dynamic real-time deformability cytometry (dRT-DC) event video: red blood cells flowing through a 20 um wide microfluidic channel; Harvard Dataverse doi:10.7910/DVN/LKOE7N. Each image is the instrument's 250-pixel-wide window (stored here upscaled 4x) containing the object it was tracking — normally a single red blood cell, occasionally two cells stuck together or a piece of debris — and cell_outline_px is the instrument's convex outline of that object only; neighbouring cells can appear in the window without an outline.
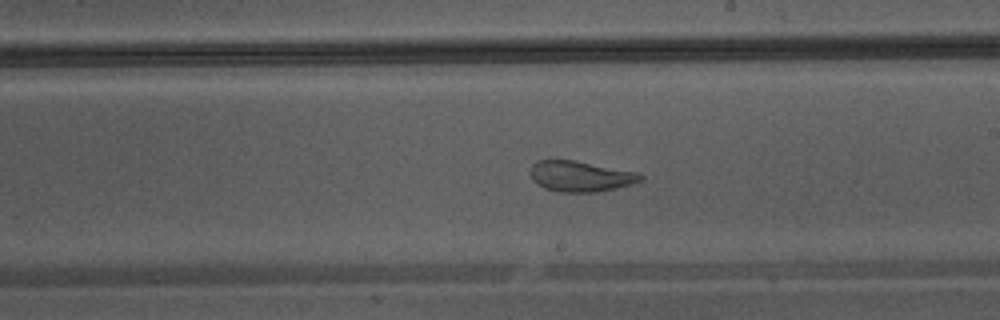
{"species": "Egyptian fruit bat (a non-hibernating species)", "species_latin": "Rousettus aegyptiacus", "temperature_condition": "warm", "stored_images_in_passage": 34, "camera_frame_rate_fps": 3000, "um_per_image_px": 0.085, "animal": {"sex": "male"}, "frame": {"image": 1, "passage_image": 24, "time_ms": 7.667, "image_size_px": [1000, 320], "cell_outline_px": [[644, 180], [632, 184], [596, 192], [560, 192], [544, 188], [532, 180], [528, 172], [532, 164], [536, 160], [572, 160], [636, 172], [644, 176]], "centroid_in_image_um": [49.29, 14.98], "position_along_channel_um": 239.7, "area_um2": 19.65}}